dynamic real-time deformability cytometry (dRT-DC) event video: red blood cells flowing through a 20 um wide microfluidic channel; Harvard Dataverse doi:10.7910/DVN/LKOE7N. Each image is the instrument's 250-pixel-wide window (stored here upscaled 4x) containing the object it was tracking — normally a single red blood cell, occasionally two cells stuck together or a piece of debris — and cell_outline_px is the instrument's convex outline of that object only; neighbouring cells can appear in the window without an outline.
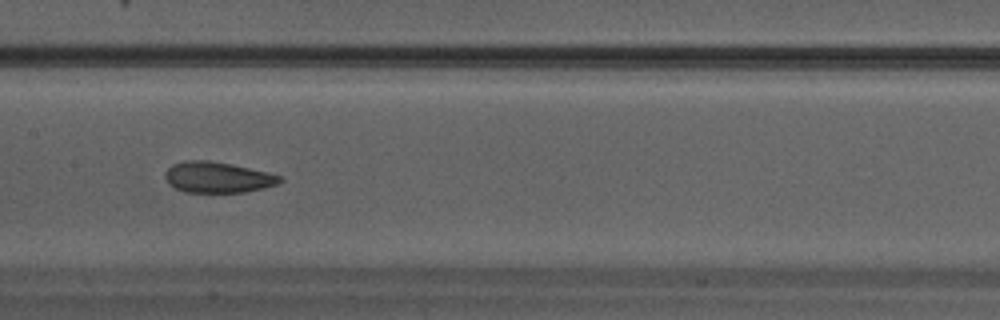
{"species": "Egyptian fruit bat (a non-hibernating species)", "species_latin": "Rousettus aegyptiacus", "temperature_condition": "warm", "stored_images_in_passage": 24, "camera_frame_rate_fps": 3000, "um_per_image_px": 0.085, "animal": {"sex": "male"}, "frame": {"image": 1, "passage_image": 8, "time_ms": 2.333, "image_size_px": [1000, 320], "cell_outline_px": [[284, 180], [280, 184], [264, 188], [244, 192], [184, 192], [168, 184], [164, 176], [164, 172], [172, 164], [184, 160], [208, 160], [268, 172], [280, 176]], "centroid_in_image_um": [18.48, 15.07], "position_along_channel_um": 188.9, "area_um2": 20.69}}
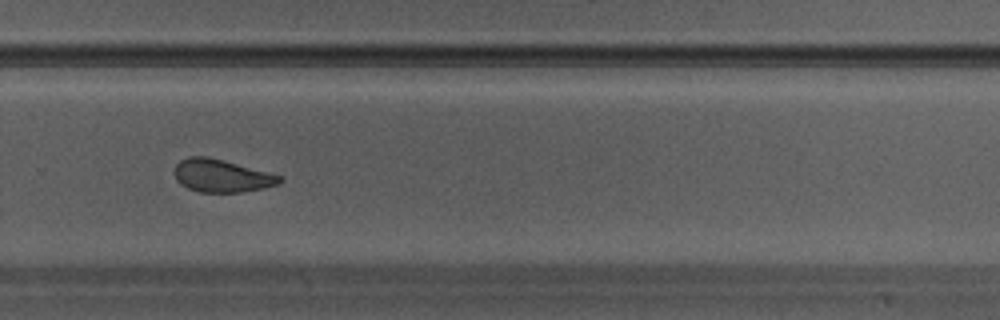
{"frame": {"image": 2, "passage_image": 14, "time_ms": 4.333, "image_size_px": [1000, 320], "cell_outline_px": [[284, 180], [276, 184], [264, 188], [240, 192], [200, 192], [188, 188], [180, 184], [176, 180], [172, 172], [176, 164], [180, 160], [188, 156], [208, 156], [284, 176]], "centroid_in_image_um": [18.81, 14.93], "position_along_channel_um": 311.0, "area_um2": 20.29}}